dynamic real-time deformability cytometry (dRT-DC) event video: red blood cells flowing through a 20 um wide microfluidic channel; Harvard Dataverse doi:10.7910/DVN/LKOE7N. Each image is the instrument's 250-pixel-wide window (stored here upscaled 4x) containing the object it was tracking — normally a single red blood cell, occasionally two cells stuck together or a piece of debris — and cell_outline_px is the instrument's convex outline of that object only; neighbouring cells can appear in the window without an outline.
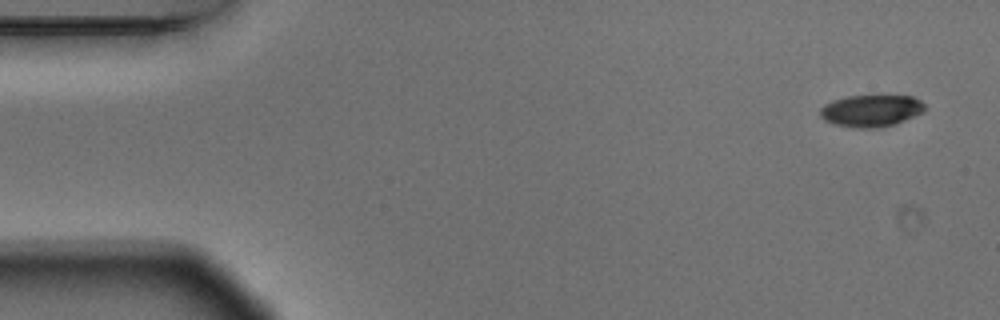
{"species": "Egyptian fruit bat (a non-hibernating species)", "species_latin": "Rousettus aegyptiacus", "temperature_condition": "warm", "stored_images_in_passage": 6, "camera_frame_rate_fps": 3000, "um_per_image_px": 0.085, "animal": {"sex": "male"}, "frame": {"image": 1, "passage_image": 1, "time_ms": 0.0, "image_size_px": [1000, 320], "cell_outline_px": [[928, 108], [924, 112], [896, 124], [880, 128], [852, 128], [832, 124], [824, 120], [820, 116], [820, 108], [824, 104], [832, 100], [848, 96], [912, 96], [920, 100]], "centroid_in_image_um": [74.05, 9.43], "position_along_channel_um": 11.0, "area_um2": 19.83}}
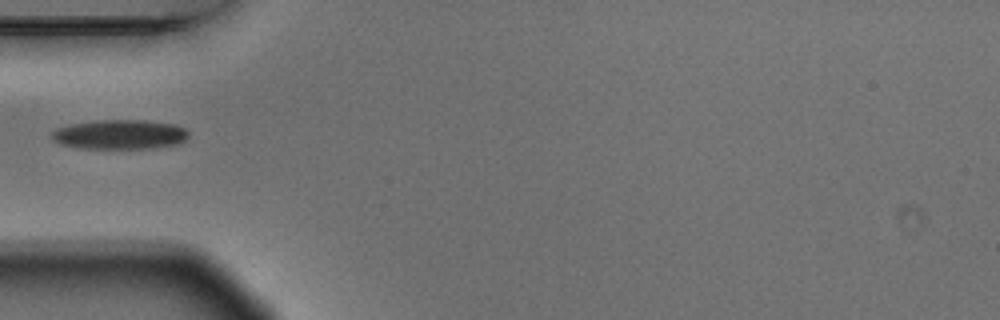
{"frame": {"image": 2, "passage_image": 5, "time_ms": 1.333, "image_size_px": [1000, 320], "cell_outline_px": [[188, 136], [180, 144], [152, 148], [80, 148], [60, 144], [52, 140], [52, 132], [56, 128], [72, 124], [96, 120], [144, 120], [172, 124], [184, 128], [188, 132]], "centroid_in_image_um": [10.17, 11.43], "position_along_channel_um": 74.8, "area_um2": 23.47}}
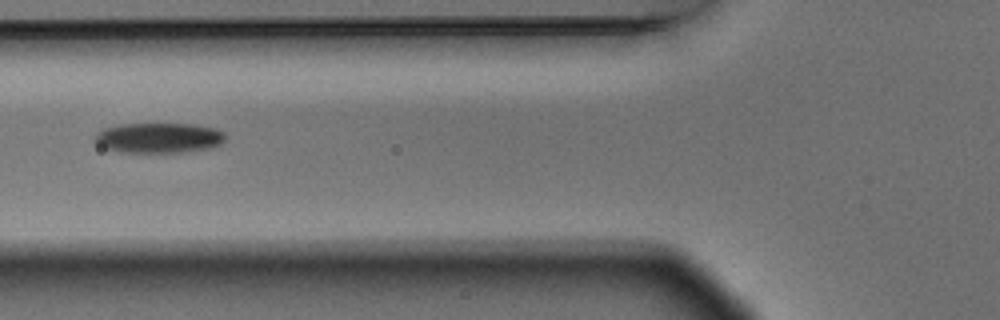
{"frame": {"image": 3, "passage_image": 6, "time_ms": 1.667, "image_size_px": [1000, 320], "cell_outline_px": [[224, 140], [220, 144], [208, 148], [180, 152], [120, 152], [104, 148], [96, 140], [96, 132], [104, 128], [120, 124], [196, 124], [216, 128], [224, 132]], "centroid_in_image_um": [13.51, 11.71], "position_along_channel_um": 112.3, "area_um2": 22.77}}